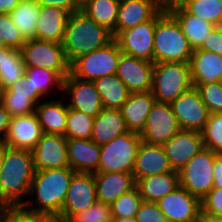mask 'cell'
<instances>
[{
    "mask_svg": "<svg viewBox=\"0 0 222 222\" xmlns=\"http://www.w3.org/2000/svg\"><path fill=\"white\" fill-rule=\"evenodd\" d=\"M74 173L75 171L70 167L35 171L29 191V195H34L35 200H27L22 206L29 211L45 213L57 218L61 214Z\"/></svg>",
    "mask_w": 222,
    "mask_h": 222,
    "instance_id": "6da1fadb",
    "label": "cell"
},
{
    "mask_svg": "<svg viewBox=\"0 0 222 222\" xmlns=\"http://www.w3.org/2000/svg\"><path fill=\"white\" fill-rule=\"evenodd\" d=\"M34 174L31 151L6 145L0 172V199L9 206L23 205Z\"/></svg>",
    "mask_w": 222,
    "mask_h": 222,
    "instance_id": "7a4b0ae2",
    "label": "cell"
},
{
    "mask_svg": "<svg viewBox=\"0 0 222 222\" xmlns=\"http://www.w3.org/2000/svg\"><path fill=\"white\" fill-rule=\"evenodd\" d=\"M113 39L109 30L80 10L69 14L62 45L71 63L81 55L106 46Z\"/></svg>",
    "mask_w": 222,
    "mask_h": 222,
    "instance_id": "3957f363",
    "label": "cell"
},
{
    "mask_svg": "<svg viewBox=\"0 0 222 222\" xmlns=\"http://www.w3.org/2000/svg\"><path fill=\"white\" fill-rule=\"evenodd\" d=\"M153 51L154 63H189L193 53L180 24L166 7L156 15Z\"/></svg>",
    "mask_w": 222,
    "mask_h": 222,
    "instance_id": "277c9868",
    "label": "cell"
},
{
    "mask_svg": "<svg viewBox=\"0 0 222 222\" xmlns=\"http://www.w3.org/2000/svg\"><path fill=\"white\" fill-rule=\"evenodd\" d=\"M192 86L189 63H154L151 92L157 102L171 104Z\"/></svg>",
    "mask_w": 222,
    "mask_h": 222,
    "instance_id": "5b68a950",
    "label": "cell"
},
{
    "mask_svg": "<svg viewBox=\"0 0 222 222\" xmlns=\"http://www.w3.org/2000/svg\"><path fill=\"white\" fill-rule=\"evenodd\" d=\"M122 52L113 39L106 46L81 55L70 63L69 73L78 79L94 81L115 75Z\"/></svg>",
    "mask_w": 222,
    "mask_h": 222,
    "instance_id": "8992f818",
    "label": "cell"
},
{
    "mask_svg": "<svg viewBox=\"0 0 222 222\" xmlns=\"http://www.w3.org/2000/svg\"><path fill=\"white\" fill-rule=\"evenodd\" d=\"M26 68L37 67L57 72L63 79L69 75L68 62L62 43L32 39L20 48Z\"/></svg>",
    "mask_w": 222,
    "mask_h": 222,
    "instance_id": "52a82bcc",
    "label": "cell"
},
{
    "mask_svg": "<svg viewBox=\"0 0 222 222\" xmlns=\"http://www.w3.org/2000/svg\"><path fill=\"white\" fill-rule=\"evenodd\" d=\"M141 141L139 133L129 131L101 145L96 172H132Z\"/></svg>",
    "mask_w": 222,
    "mask_h": 222,
    "instance_id": "ba28073f",
    "label": "cell"
},
{
    "mask_svg": "<svg viewBox=\"0 0 222 222\" xmlns=\"http://www.w3.org/2000/svg\"><path fill=\"white\" fill-rule=\"evenodd\" d=\"M217 155L203 147L179 171L180 186L201 200L213 188V166Z\"/></svg>",
    "mask_w": 222,
    "mask_h": 222,
    "instance_id": "9c48e42d",
    "label": "cell"
},
{
    "mask_svg": "<svg viewBox=\"0 0 222 222\" xmlns=\"http://www.w3.org/2000/svg\"><path fill=\"white\" fill-rule=\"evenodd\" d=\"M97 201L94 173L75 172L70 180L58 222H67L75 213Z\"/></svg>",
    "mask_w": 222,
    "mask_h": 222,
    "instance_id": "30bf717a",
    "label": "cell"
},
{
    "mask_svg": "<svg viewBox=\"0 0 222 222\" xmlns=\"http://www.w3.org/2000/svg\"><path fill=\"white\" fill-rule=\"evenodd\" d=\"M156 16L133 28L120 31L114 40L117 42L122 54L144 59L154 63V31Z\"/></svg>",
    "mask_w": 222,
    "mask_h": 222,
    "instance_id": "8fae6325",
    "label": "cell"
},
{
    "mask_svg": "<svg viewBox=\"0 0 222 222\" xmlns=\"http://www.w3.org/2000/svg\"><path fill=\"white\" fill-rule=\"evenodd\" d=\"M181 130L171 104L155 101L140 138L148 144L163 145Z\"/></svg>",
    "mask_w": 222,
    "mask_h": 222,
    "instance_id": "7c38bea8",
    "label": "cell"
},
{
    "mask_svg": "<svg viewBox=\"0 0 222 222\" xmlns=\"http://www.w3.org/2000/svg\"><path fill=\"white\" fill-rule=\"evenodd\" d=\"M171 107L181 130L203 131L210 112L195 86L183 92L171 103Z\"/></svg>",
    "mask_w": 222,
    "mask_h": 222,
    "instance_id": "4fadbf2b",
    "label": "cell"
},
{
    "mask_svg": "<svg viewBox=\"0 0 222 222\" xmlns=\"http://www.w3.org/2000/svg\"><path fill=\"white\" fill-rule=\"evenodd\" d=\"M31 153L35 171L70 167L63 135L43 133Z\"/></svg>",
    "mask_w": 222,
    "mask_h": 222,
    "instance_id": "5bb4252c",
    "label": "cell"
},
{
    "mask_svg": "<svg viewBox=\"0 0 222 222\" xmlns=\"http://www.w3.org/2000/svg\"><path fill=\"white\" fill-rule=\"evenodd\" d=\"M157 204L169 222H199L201 200L180 185Z\"/></svg>",
    "mask_w": 222,
    "mask_h": 222,
    "instance_id": "9a60e30c",
    "label": "cell"
},
{
    "mask_svg": "<svg viewBox=\"0 0 222 222\" xmlns=\"http://www.w3.org/2000/svg\"><path fill=\"white\" fill-rule=\"evenodd\" d=\"M64 94H68V107L96 117L104 108L93 81L81 80L70 73L63 81Z\"/></svg>",
    "mask_w": 222,
    "mask_h": 222,
    "instance_id": "2e32d148",
    "label": "cell"
},
{
    "mask_svg": "<svg viewBox=\"0 0 222 222\" xmlns=\"http://www.w3.org/2000/svg\"><path fill=\"white\" fill-rule=\"evenodd\" d=\"M154 63L121 54L116 76L126 85L130 93H144L152 89Z\"/></svg>",
    "mask_w": 222,
    "mask_h": 222,
    "instance_id": "e0dca14e",
    "label": "cell"
},
{
    "mask_svg": "<svg viewBox=\"0 0 222 222\" xmlns=\"http://www.w3.org/2000/svg\"><path fill=\"white\" fill-rule=\"evenodd\" d=\"M162 146L172 170L177 172L204 147L202 134L190 130H180Z\"/></svg>",
    "mask_w": 222,
    "mask_h": 222,
    "instance_id": "ac0fdd59",
    "label": "cell"
},
{
    "mask_svg": "<svg viewBox=\"0 0 222 222\" xmlns=\"http://www.w3.org/2000/svg\"><path fill=\"white\" fill-rule=\"evenodd\" d=\"M42 100V97L29 87L25 75L0 92V102L11 117L33 114Z\"/></svg>",
    "mask_w": 222,
    "mask_h": 222,
    "instance_id": "d6986e66",
    "label": "cell"
},
{
    "mask_svg": "<svg viewBox=\"0 0 222 222\" xmlns=\"http://www.w3.org/2000/svg\"><path fill=\"white\" fill-rule=\"evenodd\" d=\"M165 5L160 0H121L115 36L120 32L153 19Z\"/></svg>",
    "mask_w": 222,
    "mask_h": 222,
    "instance_id": "ffe728a7",
    "label": "cell"
},
{
    "mask_svg": "<svg viewBox=\"0 0 222 222\" xmlns=\"http://www.w3.org/2000/svg\"><path fill=\"white\" fill-rule=\"evenodd\" d=\"M43 135L36 113L11 117L4 143L12 148L32 151Z\"/></svg>",
    "mask_w": 222,
    "mask_h": 222,
    "instance_id": "44dd1931",
    "label": "cell"
},
{
    "mask_svg": "<svg viewBox=\"0 0 222 222\" xmlns=\"http://www.w3.org/2000/svg\"><path fill=\"white\" fill-rule=\"evenodd\" d=\"M170 171L173 170L163 146L141 141L132 171L135 181Z\"/></svg>",
    "mask_w": 222,
    "mask_h": 222,
    "instance_id": "7402d4cb",
    "label": "cell"
},
{
    "mask_svg": "<svg viewBox=\"0 0 222 222\" xmlns=\"http://www.w3.org/2000/svg\"><path fill=\"white\" fill-rule=\"evenodd\" d=\"M67 151L73 171L95 173L98 170L101 147L91 139L67 138Z\"/></svg>",
    "mask_w": 222,
    "mask_h": 222,
    "instance_id": "603a6c76",
    "label": "cell"
},
{
    "mask_svg": "<svg viewBox=\"0 0 222 222\" xmlns=\"http://www.w3.org/2000/svg\"><path fill=\"white\" fill-rule=\"evenodd\" d=\"M97 201L111 204L136 185L132 172H95Z\"/></svg>",
    "mask_w": 222,
    "mask_h": 222,
    "instance_id": "cb8c5ba5",
    "label": "cell"
},
{
    "mask_svg": "<svg viewBox=\"0 0 222 222\" xmlns=\"http://www.w3.org/2000/svg\"><path fill=\"white\" fill-rule=\"evenodd\" d=\"M165 7L180 24L193 50L198 49L203 44L205 38L215 27L214 24L189 14L178 2L168 4Z\"/></svg>",
    "mask_w": 222,
    "mask_h": 222,
    "instance_id": "d4e9b609",
    "label": "cell"
},
{
    "mask_svg": "<svg viewBox=\"0 0 222 222\" xmlns=\"http://www.w3.org/2000/svg\"><path fill=\"white\" fill-rule=\"evenodd\" d=\"M192 84H207L222 81V55L195 49L190 59Z\"/></svg>",
    "mask_w": 222,
    "mask_h": 222,
    "instance_id": "484cf974",
    "label": "cell"
},
{
    "mask_svg": "<svg viewBox=\"0 0 222 222\" xmlns=\"http://www.w3.org/2000/svg\"><path fill=\"white\" fill-rule=\"evenodd\" d=\"M129 132L120 109H105L95 117L91 140L99 146Z\"/></svg>",
    "mask_w": 222,
    "mask_h": 222,
    "instance_id": "4316f807",
    "label": "cell"
},
{
    "mask_svg": "<svg viewBox=\"0 0 222 222\" xmlns=\"http://www.w3.org/2000/svg\"><path fill=\"white\" fill-rule=\"evenodd\" d=\"M69 13L61 8L41 6L36 23V39L62 43Z\"/></svg>",
    "mask_w": 222,
    "mask_h": 222,
    "instance_id": "83f0119b",
    "label": "cell"
},
{
    "mask_svg": "<svg viewBox=\"0 0 222 222\" xmlns=\"http://www.w3.org/2000/svg\"><path fill=\"white\" fill-rule=\"evenodd\" d=\"M155 101L151 91L130 93L128 99L120 108L129 131L139 134L143 131L147 116Z\"/></svg>",
    "mask_w": 222,
    "mask_h": 222,
    "instance_id": "f1b7e54d",
    "label": "cell"
},
{
    "mask_svg": "<svg viewBox=\"0 0 222 222\" xmlns=\"http://www.w3.org/2000/svg\"><path fill=\"white\" fill-rule=\"evenodd\" d=\"M180 185L179 172L170 171L136 180L135 187L143 201L157 202Z\"/></svg>",
    "mask_w": 222,
    "mask_h": 222,
    "instance_id": "f546056e",
    "label": "cell"
},
{
    "mask_svg": "<svg viewBox=\"0 0 222 222\" xmlns=\"http://www.w3.org/2000/svg\"><path fill=\"white\" fill-rule=\"evenodd\" d=\"M52 99L36 106L35 113L43 133L63 135L66 132L68 105L67 102Z\"/></svg>",
    "mask_w": 222,
    "mask_h": 222,
    "instance_id": "4dcf8cb0",
    "label": "cell"
},
{
    "mask_svg": "<svg viewBox=\"0 0 222 222\" xmlns=\"http://www.w3.org/2000/svg\"><path fill=\"white\" fill-rule=\"evenodd\" d=\"M93 82L105 109H120L130 95L126 85L116 75L101 77Z\"/></svg>",
    "mask_w": 222,
    "mask_h": 222,
    "instance_id": "1f68e13d",
    "label": "cell"
},
{
    "mask_svg": "<svg viewBox=\"0 0 222 222\" xmlns=\"http://www.w3.org/2000/svg\"><path fill=\"white\" fill-rule=\"evenodd\" d=\"M121 0H82V11L115 37L118 8Z\"/></svg>",
    "mask_w": 222,
    "mask_h": 222,
    "instance_id": "d6a6232c",
    "label": "cell"
},
{
    "mask_svg": "<svg viewBox=\"0 0 222 222\" xmlns=\"http://www.w3.org/2000/svg\"><path fill=\"white\" fill-rule=\"evenodd\" d=\"M41 6L36 0H21L9 13L12 22L21 31L24 39H36V23Z\"/></svg>",
    "mask_w": 222,
    "mask_h": 222,
    "instance_id": "836d02e7",
    "label": "cell"
},
{
    "mask_svg": "<svg viewBox=\"0 0 222 222\" xmlns=\"http://www.w3.org/2000/svg\"><path fill=\"white\" fill-rule=\"evenodd\" d=\"M26 66L22 61L20 50L13 48L2 49L0 63V90H5L25 75Z\"/></svg>",
    "mask_w": 222,
    "mask_h": 222,
    "instance_id": "e575fe53",
    "label": "cell"
},
{
    "mask_svg": "<svg viewBox=\"0 0 222 222\" xmlns=\"http://www.w3.org/2000/svg\"><path fill=\"white\" fill-rule=\"evenodd\" d=\"M25 76L28 79L29 87L35 90L42 98H45L51 91L56 90L55 87L58 91H63L64 79L55 71L30 67L26 68Z\"/></svg>",
    "mask_w": 222,
    "mask_h": 222,
    "instance_id": "d590c367",
    "label": "cell"
},
{
    "mask_svg": "<svg viewBox=\"0 0 222 222\" xmlns=\"http://www.w3.org/2000/svg\"><path fill=\"white\" fill-rule=\"evenodd\" d=\"M178 3L191 15L222 26V7L219 0H179Z\"/></svg>",
    "mask_w": 222,
    "mask_h": 222,
    "instance_id": "8d00e7d4",
    "label": "cell"
},
{
    "mask_svg": "<svg viewBox=\"0 0 222 222\" xmlns=\"http://www.w3.org/2000/svg\"><path fill=\"white\" fill-rule=\"evenodd\" d=\"M94 117L68 107L66 138L91 139Z\"/></svg>",
    "mask_w": 222,
    "mask_h": 222,
    "instance_id": "74e56055",
    "label": "cell"
},
{
    "mask_svg": "<svg viewBox=\"0 0 222 222\" xmlns=\"http://www.w3.org/2000/svg\"><path fill=\"white\" fill-rule=\"evenodd\" d=\"M142 202L138 189L134 187L110 204L112 218L135 217Z\"/></svg>",
    "mask_w": 222,
    "mask_h": 222,
    "instance_id": "f35d334b",
    "label": "cell"
},
{
    "mask_svg": "<svg viewBox=\"0 0 222 222\" xmlns=\"http://www.w3.org/2000/svg\"><path fill=\"white\" fill-rule=\"evenodd\" d=\"M201 134L205 148L222 154V114L210 113Z\"/></svg>",
    "mask_w": 222,
    "mask_h": 222,
    "instance_id": "ab89813d",
    "label": "cell"
},
{
    "mask_svg": "<svg viewBox=\"0 0 222 222\" xmlns=\"http://www.w3.org/2000/svg\"><path fill=\"white\" fill-rule=\"evenodd\" d=\"M110 204L96 201L87 209L75 213L67 222H111Z\"/></svg>",
    "mask_w": 222,
    "mask_h": 222,
    "instance_id": "60d3db41",
    "label": "cell"
},
{
    "mask_svg": "<svg viewBox=\"0 0 222 222\" xmlns=\"http://www.w3.org/2000/svg\"><path fill=\"white\" fill-rule=\"evenodd\" d=\"M210 113L222 114V81L207 84H193Z\"/></svg>",
    "mask_w": 222,
    "mask_h": 222,
    "instance_id": "b9f144b4",
    "label": "cell"
},
{
    "mask_svg": "<svg viewBox=\"0 0 222 222\" xmlns=\"http://www.w3.org/2000/svg\"><path fill=\"white\" fill-rule=\"evenodd\" d=\"M0 35L9 48L20 50L26 42L21 31L12 22L9 14L0 13Z\"/></svg>",
    "mask_w": 222,
    "mask_h": 222,
    "instance_id": "7bdbcfd3",
    "label": "cell"
},
{
    "mask_svg": "<svg viewBox=\"0 0 222 222\" xmlns=\"http://www.w3.org/2000/svg\"><path fill=\"white\" fill-rule=\"evenodd\" d=\"M7 222H58L52 215L32 212L21 206H10Z\"/></svg>",
    "mask_w": 222,
    "mask_h": 222,
    "instance_id": "ee69618b",
    "label": "cell"
},
{
    "mask_svg": "<svg viewBox=\"0 0 222 222\" xmlns=\"http://www.w3.org/2000/svg\"><path fill=\"white\" fill-rule=\"evenodd\" d=\"M201 214L222 219V188H212L201 199Z\"/></svg>",
    "mask_w": 222,
    "mask_h": 222,
    "instance_id": "f6af8a7d",
    "label": "cell"
},
{
    "mask_svg": "<svg viewBox=\"0 0 222 222\" xmlns=\"http://www.w3.org/2000/svg\"><path fill=\"white\" fill-rule=\"evenodd\" d=\"M135 218L137 222H169L157 202L143 201Z\"/></svg>",
    "mask_w": 222,
    "mask_h": 222,
    "instance_id": "bcb514c9",
    "label": "cell"
},
{
    "mask_svg": "<svg viewBox=\"0 0 222 222\" xmlns=\"http://www.w3.org/2000/svg\"><path fill=\"white\" fill-rule=\"evenodd\" d=\"M198 49L222 55V26H215Z\"/></svg>",
    "mask_w": 222,
    "mask_h": 222,
    "instance_id": "7dc6e473",
    "label": "cell"
},
{
    "mask_svg": "<svg viewBox=\"0 0 222 222\" xmlns=\"http://www.w3.org/2000/svg\"><path fill=\"white\" fill-rule=\"evenodd\" d=\"M40 6L58 7L69 14L82 9V0H36Z\"/></svg>",
    "mask_w": 222,
    "mask_h": 222,
    "instance_id": "c3c4849f",
    "label": "cell"
},
{
    "mask_svg": "<svg viewBox=\"0 0 222 222\" xmlns=\"http://www.w3.org/2000/svg\"><path fill=\"white\" fill-rule=\"evenodd\" d=\"M11 121V115L8 113L4 105L0 102V141L5 140L8 127Z\"/></svg>",
    "mask_w": 222,
    "mask_h": 222,
    "instance_id": "681fc988",
    "label": "cell"
},
{
    "mask_svg": "<svg viewBox=\"0 0 222 222\" xmlns=\"http://www.w3.org/2000/svg\"><path fill=\"white\" fill-rule=\"evenodd\" d=\"M213 188H222V154H218L214 160Z\"/></svg>",
    "mask_w": 222,
    "mask_h": 222,
    "instance_id": "f907efd6",
    "label": "cell"
},
{
    "mask_svg": "<svg viewBox=\"0 0 222 222\" xmlns=\"http://www.w3.org/2000/svg\"><path fill=\"white\" fill-rule=\"evenodd\" d=\"M21 0H0V13L9 14Z\"/></svg>",
    "mask_w": 222,
    "mask_h": 222,
    "instance_id": "816d5d0a",
    "label": "cell"
},
{
    "mask_svg": "<svg viewBox=\"0 0 222 222\" xmlns=\"http://www.w3.org/2000/svg\"><path fill=\"white\" fill-rule=\"evenodd\" d=\"M10 206L0 199V222H7V215Z\"/></svg>",
    "mask_w": 222,
    "mask_h": 222,
    "instance_id": "f5cc1de1",
    "label": "cell"
},
{
    "mask_svg": "<svg viewBox=\"0 0 222 222\" xmlns=\"http://www.w3.org/2000/svg\"><path fill=\"white\" fill-rule=\"evenodd\" d=\"M199 222H222V219L200 214Z\"/></svg>",
    "mask_w": 222,
    "mask_h": 222,
    "instance_id": "db71d44e",
    "label": "cell"
},
{
    "mask_svg": "<svg viewBox=\"0 0 222 222\" xmlns=\"http://www.w3.org/2000/svg\"><path fill=\"white\" fill-rule=\"evenodd\" d=\"M5 149H6V144L3 141H0V172H1L2 163L4 159Z\"/></svg>",
    "mask_w": 222,
    "mask_h": 222,
    "instance_id": "11a10c76",
    "label": "cell"
},
{
    "mask_svg": "<svg viewBox=\"0 0 222 222\" xmlns=\"http://www.w3.org/2000/svg\"><path fill=\"white\" fill-rule=\"evenodd\" d=\"M111 222H137L135 217L112 218Z\"/></svg>",
    "mask_w": 222,
    "mask_h": 222,
    "instance_id": "9f6ffc18",
    "label": "cell"
},
{
    "mask_svg": "<svg viewBox=\"0 0 222 222\" xmlns=\"http://www.w3.org/2000/svg\"><path fill=\"white\" fill-rule=\"evenodd\" d=\"M165 6L174 2H178L179 0H160Z\"/></svg>",
    "mask_w": 222,
    "mask_h": 222,
    "instance_id": "6f0895ef",
    "label": "cell"
},
{
    "mask_svg": "<svg viewBox=\"0 0 222 222\" xmlns=\"http://www.w3.org/2000/svg\"><path fill=\"white\" fill-rule=\"evenodd\" d=\"M0 47L6 48V44L4 42V39L2 38V36L0 35Z\"/></svg>",
    "mask_w": 222,
    "mask_h": 222,
    "instance_id": "680465c9",
    "label": "cell"
},
{
    "mask_svg": "<svg viewBox=\"0 0 222 222\" xmlns=\"http://www.w3.org/2000/svg\"><path fill=\"white\" fill-rule=\"evenodd\" d=\"M2 49H3V47H0V63L2 61Z\"/></svg>",
    "mask_w": 222,
    "mask_h": 222,
    "instance_id": "91938a15",
    "label": "cell"
}]
</instances>
